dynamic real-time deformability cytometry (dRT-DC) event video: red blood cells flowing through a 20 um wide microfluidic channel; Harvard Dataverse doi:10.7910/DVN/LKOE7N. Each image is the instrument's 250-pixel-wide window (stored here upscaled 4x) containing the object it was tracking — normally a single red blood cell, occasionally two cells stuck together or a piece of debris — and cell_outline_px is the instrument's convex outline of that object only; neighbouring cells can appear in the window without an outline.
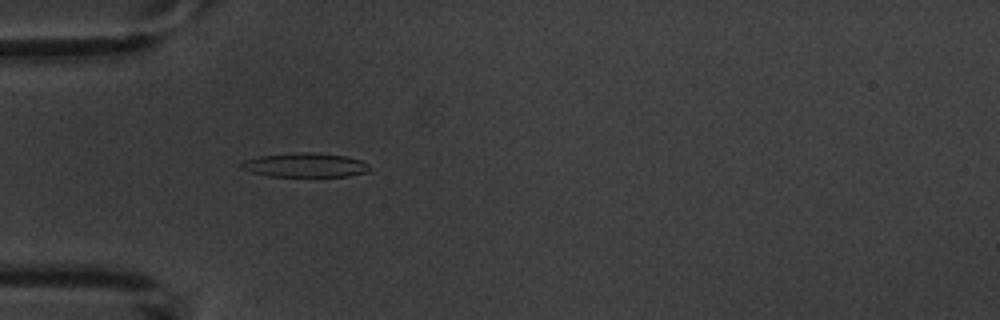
{"species": "common noctule bat (a hibernating species)", "species_latin": "Nyctalus noctula", "temperature_condition": "warm", "stored_images_in_passage": 2, "camera_frame_rate_fps": 3000, "um_per_image_px": 0.085, "animal": {"sex": "male", "body_mass_g": 20.1, "forearm_length_mm": 53.5}, "frame": {"image": 1, "passage_image": 2, "time_ms": 1.333, "image_size_px": [1000, 320], "cell_outline_px": [[368, 172], [348, 176], [268, 176], [252, 172], [240, 168], [240, 164], [244, 160], [260, 156], [296, 152], [312, 152], [344, 156], [360, 160], [368, 164]], "centroid_in_image_um": [25.91, 14.03], "position_along_channel_um": 59.1, "area_um2": 17.92}}